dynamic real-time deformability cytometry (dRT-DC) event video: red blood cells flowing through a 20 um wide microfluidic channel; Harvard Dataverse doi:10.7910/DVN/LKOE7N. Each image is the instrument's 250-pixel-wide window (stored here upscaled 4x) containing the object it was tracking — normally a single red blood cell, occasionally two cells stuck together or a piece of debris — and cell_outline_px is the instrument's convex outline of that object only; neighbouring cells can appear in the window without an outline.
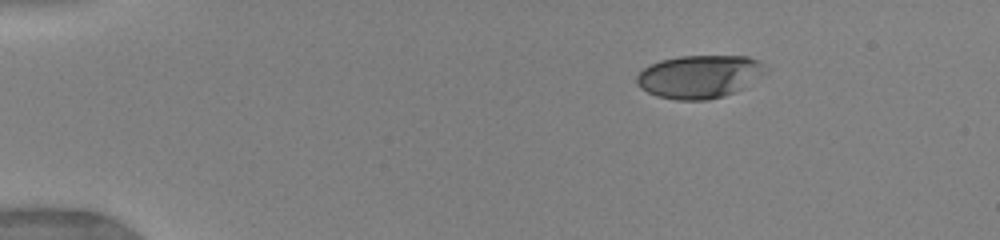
{"species": "human", "species_latin": "Homo sapiens", "temperature_condition": "warm", "stored_images_in_passage": 41, "camera_frame_rate_fps": 3000, "um_per_image_px": 0.085, "donor": {"sex": "female"}, "frame": {"image": 1, "passage_image": 1, "time_ms": 0.0, "image_size_px": [1000, 240], "cell_outline_px": [[768, 72], [740, 88], [724, 96], [708, 100], [676, 100], [656, 96], [640, 88], [636, 84], [636, 76], [644, 68], [660, 60], [680, 56], [748, 56], [756, 60]], "centroid_in_image_um": [59.39, 6.51], "position_along_channel_um": 25.6, "area_um2": 32.02}}
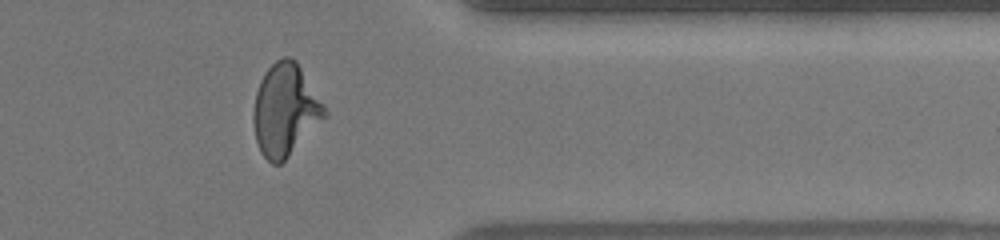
{"frame": {"image": 2, "passage_image": 33, "time_ms": 11.333, "image_size_px": [1000, 240], "cell_outline_px": [[328, 116], [280, 164], [272, 164], [260, 152], [256, 140], [252, 120], [252, 116], [256, 92], [260, 80], [264, 72], [276, 60], [284, 56], [288, 56], [296, 60], [324, 104], [328, 112]], "centroid_in_image_um": [24.24, 9.34], "position_along_channel_um": 387.2, "area_um2": 38.26}}
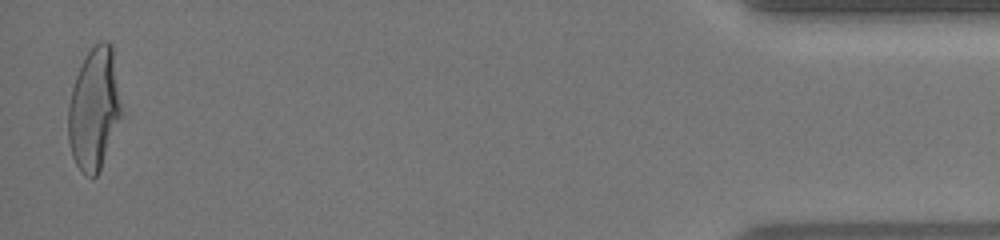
{"frame": {"image": 3, "passage_image": 40, "time_ms": 14.0, "image_size_px": [1000, 240], "cell_outline_px": [[120, 116], [100, 168], [96, 176], [84, 176], [80, 172], [72, 156], [68, 140], [68, 108], [72, 88], [76, 76], [84, 56], [100, 40], [108, 40], [112, 44], [120, 104]], "centroid_in_image_um": [7.96, 9.24], "position_along_channel_um": 427.2, "area_um2": 37.17}, "authors_computed_cell_mechanics": {"area_um2": 36.414, "velocity_mm_per_s": 4.0495, "shape_relaxation_time_tau1_ms": 5.6418, "shape_relaxation_time_tau2_ms": null, "deformation_change_tau1": 0.2388, "deformation_change_tau2": null}}